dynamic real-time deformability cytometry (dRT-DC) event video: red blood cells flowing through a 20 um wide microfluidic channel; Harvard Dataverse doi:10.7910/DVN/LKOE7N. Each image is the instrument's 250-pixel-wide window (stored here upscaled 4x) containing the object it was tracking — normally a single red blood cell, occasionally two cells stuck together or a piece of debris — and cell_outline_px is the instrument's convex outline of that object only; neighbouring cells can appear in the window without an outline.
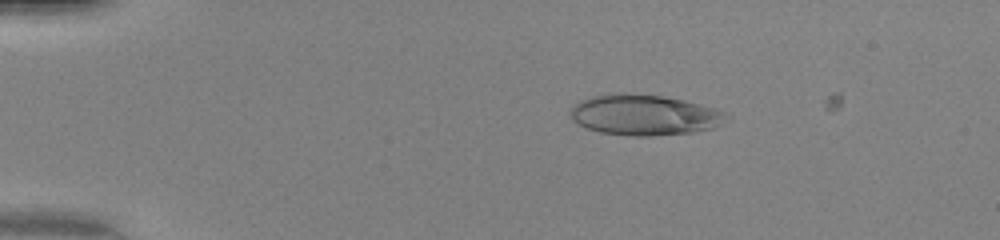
{"species": "human", "species_latin": "Homo sapiens", "temperature_condition": "warm", "stored_images_in_passage": 47, "camera_frame_rate_fps": 3000, "um_per_image_px": 0.085, "donor": {"sex": "female"}, "frame": {"image": 1, "passage_image": 10, "time_ms": 3.0, "image_size_px": [1000, 240], "cell_outline_px": [[732, 116], [720, 124], [712, 128], [692, 132], [652, 136], [632, 136], [600, 132], [584, 128], [572, 120], [568, 116], [572, 108], [580, 100], [592, 96], [664, 96], [684, 100], [716, 108]], "centroid_in_image_um": [54.8, 9.82], "position_along_channel_um": 30.2, "area_um2": 36.18}}
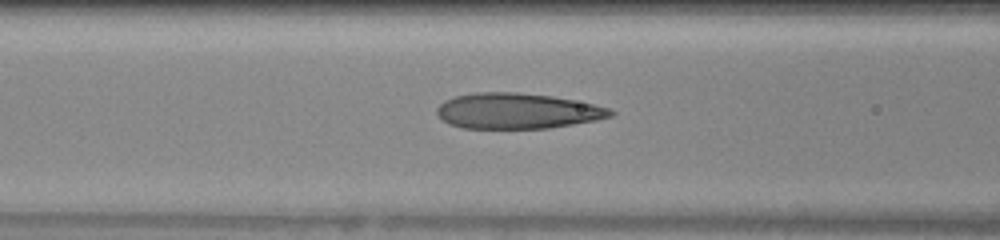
{"frame": {"image": 2, "passage_image": 22, "time_ms": 7.0, "image_size_px": [1000, 240], "cell_outline_px": [[616, 112], [612, 116], [596, 120], [548, 128], [460, 128], [448, 124], [436, 112], [436, 108], [444, 100], [456, 96], [476, 92], [516, 92], [552, 96], [592, 104], [608, 108]], "centroid_in_image_um": [43.93, 9.43], "position_along_channel_um": 122.7, "area_um2": 35.84}}
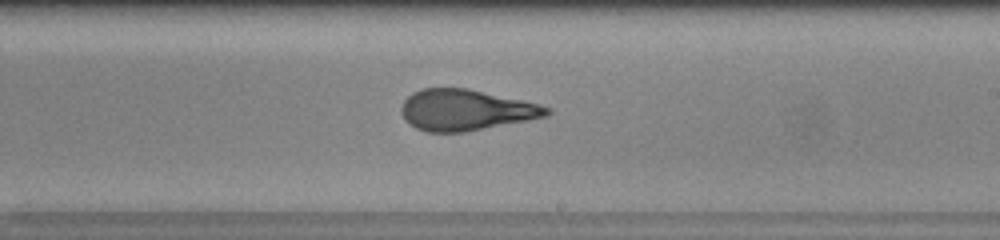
{"frame": {"image": 3, "passage_image": 31, "time_ms": 10.0, "image_size_px": [1000, 240], "cell_outline_px": [[552, 112], [548, 116], [528, 120], [464, 132], [428, 132], [416, 128], [408, 124], [404, 120], [400, 112], [400, 108], [404, 100], [412, 92], [424, 88], [468, 88], [540, 104], [552, 108]], "centroid_in_image_um": [39.58, 9.35], "position_along_channel_um": 249.4, "area_um2": 34.91}}